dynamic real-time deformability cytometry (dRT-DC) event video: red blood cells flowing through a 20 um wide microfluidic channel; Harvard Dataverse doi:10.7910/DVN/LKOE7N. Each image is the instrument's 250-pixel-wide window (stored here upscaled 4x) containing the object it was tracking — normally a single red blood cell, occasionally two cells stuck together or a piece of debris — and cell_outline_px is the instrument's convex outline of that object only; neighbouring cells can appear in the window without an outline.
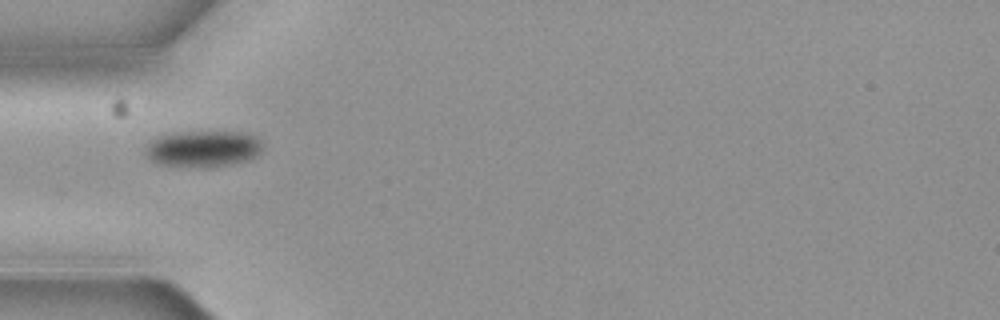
{"species": "common noctule bat (a hibernating species)", "species_latin": "Nyctalus noctula", "temperature_condition": "cold", "stored_images_in_passage": 11, "camera_frame_rate_fps": 3000, "um_per_image_px": 0.085, "animal": {"sex": "female", "body_mass_g": 19.3, "forearm_length_mm": 54.1}, "frame": {"image": 1, "passage_image": 1, "time_ms": 0.0, "image_size_px": [1000, 320], "cell_outline_px": [[260, 152], [256, 156], [248, 160], [224, 164], [164, 164], [148, 156], [148, 144], [156, 136], [172, 132], [248, 132], [256, 136], [260, 140]], "centroid_in_image_um": [17.33, 12.56], "position_along_channel_um": 67.7, "area_um2": 23.47}}
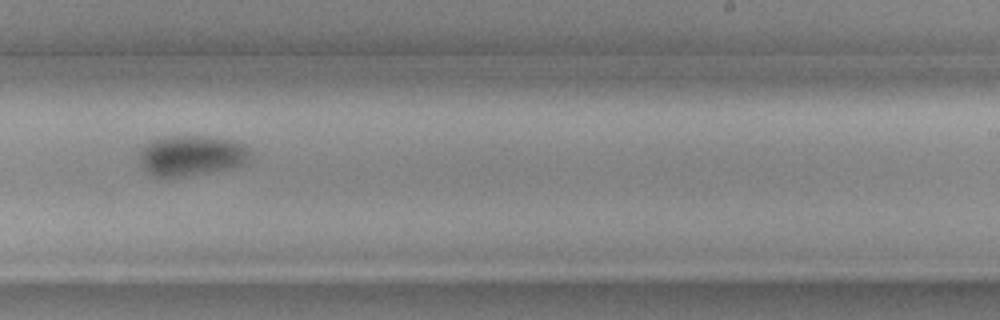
{"frame": {"image": 2, "passage_image": 6, "time_ms": 1.667, "image_size_px": [1000, 320], "cell_outline_px": [[248, 156], [244, 164], [232, 168], [180, 176], [152, 176], [144, 168], [136, 152], [144, 144], [152, 140], [168, 136], [208, 136], [232, 140], [244, 144], [248, 152]], "centroid_in_image_um": [16.21, 13.2], "position_along_channel_um": 272.8, "area_um2": 25.89}}
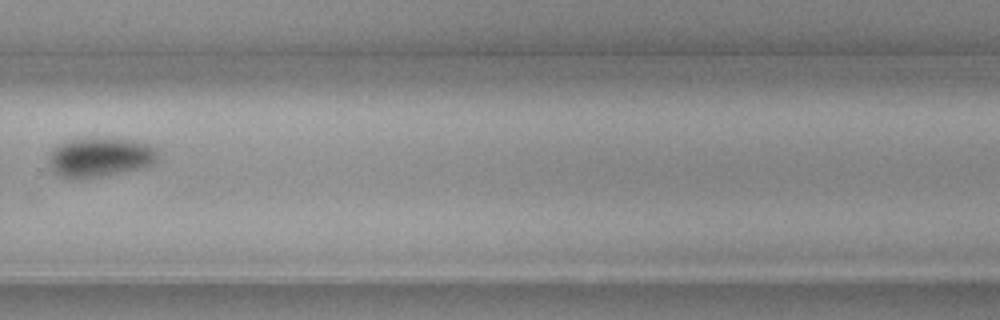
{"frame": {"image": 3, "passage_image": 7, "time_ms": 2.0, "image_size_px": [1000, 320], "cell_outline_px": [[156, 160], [152, 164], [140, 168], [100, 176], [64, 176], [56, 172], [48, 164], [48, 152], [60, 144], [68, 140], [100, 136], [136, 140], [148, 144], [156, 148]], "centroid_in_image_um": [8.51, 13.29], "position_along_channel_um": 321.3, "area_um2": 24.74}}